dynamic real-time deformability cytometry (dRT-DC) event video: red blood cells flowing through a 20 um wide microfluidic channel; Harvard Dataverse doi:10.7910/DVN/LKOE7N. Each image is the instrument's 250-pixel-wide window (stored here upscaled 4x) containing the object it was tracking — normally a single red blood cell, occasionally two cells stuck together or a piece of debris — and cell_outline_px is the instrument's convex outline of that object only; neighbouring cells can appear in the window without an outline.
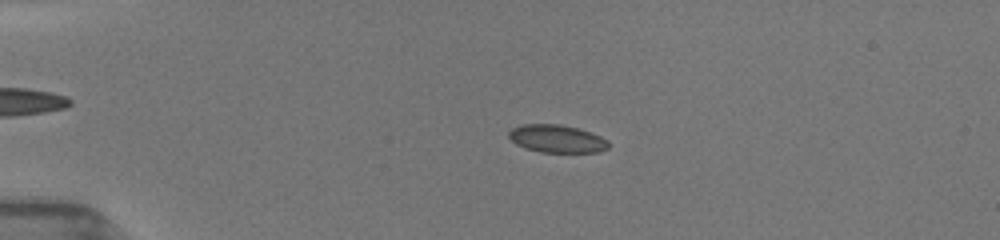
{"species": "common noctule bat (a hibernating species)", "species_latin": "Nyctalus noctula", "temperature_condition": "room temperature", "stored_images_in_passage": 12, "camera_frame_rate_fps": 3000, "um_per_image_px": 0.085, "animal": {"sex": "female", "body_mass_g": 19.5, "forearm_length_mm": 54.1}, "frame": {"image": 1, "passage_image": 9, "time_ms": 3.667, "image_size_px": [1000, 240], "cell_outline_px": [[608, 148], [600, 152], [540, 152], [516, 144], [508, 136], [508, 132], [512, 128], [524, 124], [560, 124], [576, 128], [600, 136], [608, 140]], "centroid_in_image_um": [47.33, 11.79], "position_along_channel_um": 37.7, "area_um2": 15.95}}